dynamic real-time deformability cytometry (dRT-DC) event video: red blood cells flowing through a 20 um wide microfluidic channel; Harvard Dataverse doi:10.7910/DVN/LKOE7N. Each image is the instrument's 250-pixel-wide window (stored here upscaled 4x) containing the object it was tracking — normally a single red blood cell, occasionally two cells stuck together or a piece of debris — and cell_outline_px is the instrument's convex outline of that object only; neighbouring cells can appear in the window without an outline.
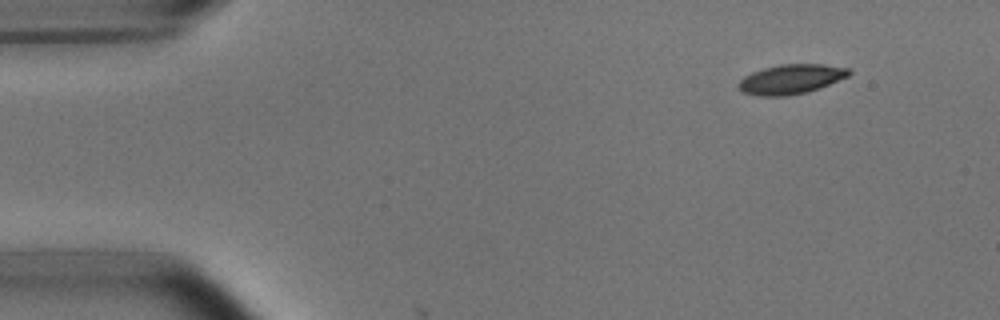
{"species": "common noctule bat (a hibernating species)", "species_latin": "Nyctalus noctula", "temperature_condition": "room temperature", "stored_images_in_passage": 3, "camera_frame_rate_fps": 3000, "um_per_image_px": 0.085, "animal": {"sex": "male", "body_mass_g": 15.6}, "frame": {"image": 1, "passage_image": 1, "time_ms": 0.0, "image_size_px": [1000, 320], "cell_outline_px": [[852, 72], [848, 76], [820, 88], [808, 92], [784, 96], [760, 96], [744, 92], [740, 88], [740, 80], [744, 76], [752, 72], [764, 68], [780, 64], [820, 64], [848, 68]], "centroid_in_image_um": [67.26, 6.72], "position_along_channel_um": 17.7, "area_um2": 18.84}}